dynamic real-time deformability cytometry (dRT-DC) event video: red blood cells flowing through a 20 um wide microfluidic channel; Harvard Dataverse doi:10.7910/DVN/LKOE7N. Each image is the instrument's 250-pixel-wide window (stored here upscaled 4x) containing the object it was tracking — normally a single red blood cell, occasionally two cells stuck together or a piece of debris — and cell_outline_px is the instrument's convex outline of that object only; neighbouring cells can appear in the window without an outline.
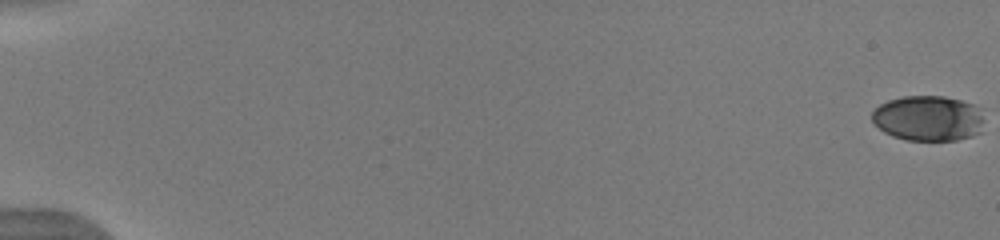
{"species": "human", "species_latin": "Homo sapiens", "temperature_condition": "warm", "stored_images_in_passage": 7, "camera_frame_rate_fps": 3000, "um_per_image_px": 0.085, "donor": {"sex": "male"}, "frame": {"image": 1, "passage_image": 1, "time_ms": 0.0, "image_size_px": [1000, 240], "cell_outline_px": [[980, 132], [972, 136], [956, 140], [908, 140], [892, 136], [884, 132], [872, 120], [872, 112], [880, 104], [888, 100], [904, 96], [944, 96], [960, 100], [972, 104], [980, 108]], "centroid_in_image_um": [78.86, 10.05], "position_along_channel_um": 6.1, "area_um2": 29.36}}